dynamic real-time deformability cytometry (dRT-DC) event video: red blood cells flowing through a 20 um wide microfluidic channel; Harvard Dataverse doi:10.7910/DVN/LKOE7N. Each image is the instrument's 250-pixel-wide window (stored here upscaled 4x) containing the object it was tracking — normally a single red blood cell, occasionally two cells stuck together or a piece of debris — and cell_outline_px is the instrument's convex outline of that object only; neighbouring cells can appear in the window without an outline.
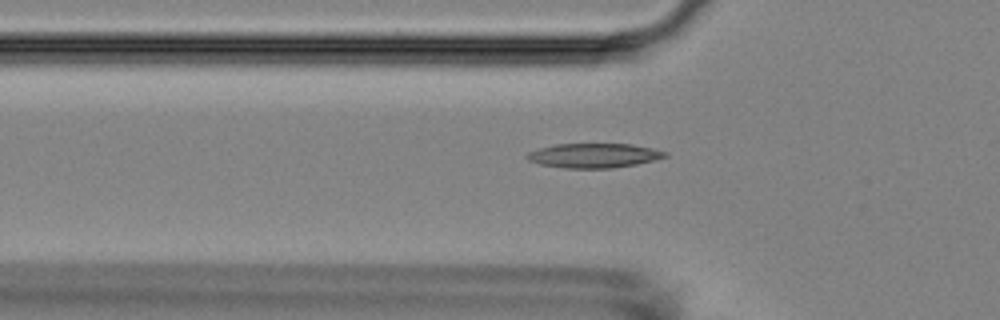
{"species": "Egyptian fruit bat (a non-hibernating species)", "species_latin": "Rousettus aegyptiacus", "temperature_condition": "room temperature", "stored_images_in_passage": 40, "camera_frame_rate_fps": 3000, "um_per_image_px": 0.085, "animal": {"sex": "female"}, "frame": {"image": 1, "passage_image": 9, "time_ms": 2.667, "image_size_px": [1000, 320], "cell_outline_px": [[668, 156], [636, 164], [612, 168], [564, 168], [540, 164], [528, 160], [524, 156], [528, 152], [540, 148], [556, 144], [632, 144], [652, 148], [668, 152]], "centroid_in_image_um": [50.47, 13.22], "position_along_channel_um": 75.3, "area_um2": 19.59}}
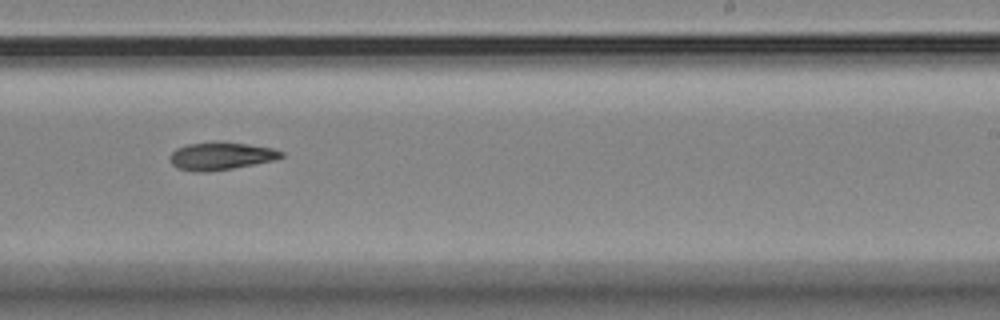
{"frame": {"image": 2, "passage_image": 25, "time_ms": 8.0, "image_size_px": [1000, 320], "cell_outline_px": [[284, 156], [272, 160], [232, 168], [204, 172], [192, 172], [176, 168], [172, 164], [172, 152], [176, 148], [188, 144], [216, 140], [220, 140], [248, 144], [272, 148], [284, 152]], "centroid_in_image_um": [18.76, 13.24], "position_along_channel_um": 270.2, "area_um2": 18.03}}
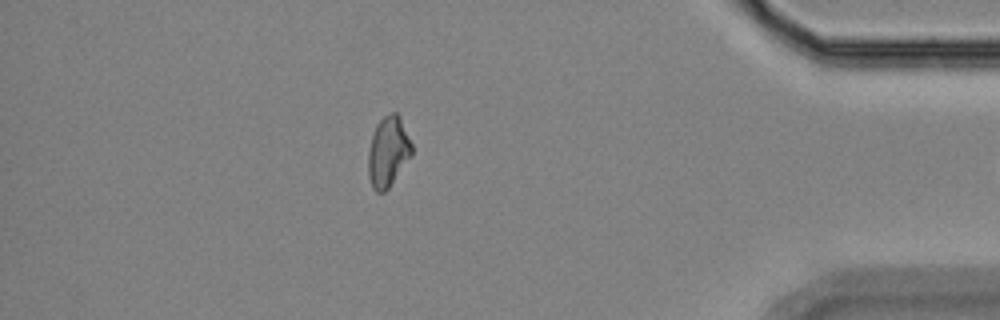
{"frame": {"image": 3, "passage_image": 39, "time_ms": 12.667, "image_size_px": [1000, 320], "cell_outline_px": [[412, 156], [388, 188], [384, 192], [376, 192], [372, 188], [368, 176], [368, 152], [372, 136], [376, 124], [384, 116], [392, 112], [396, 112], [400, 116], [412, 144]], "centroid_in_image_um": [32.99, 12.9], "position_along_channel_um": 402.2, "area_um2": 17.92}}